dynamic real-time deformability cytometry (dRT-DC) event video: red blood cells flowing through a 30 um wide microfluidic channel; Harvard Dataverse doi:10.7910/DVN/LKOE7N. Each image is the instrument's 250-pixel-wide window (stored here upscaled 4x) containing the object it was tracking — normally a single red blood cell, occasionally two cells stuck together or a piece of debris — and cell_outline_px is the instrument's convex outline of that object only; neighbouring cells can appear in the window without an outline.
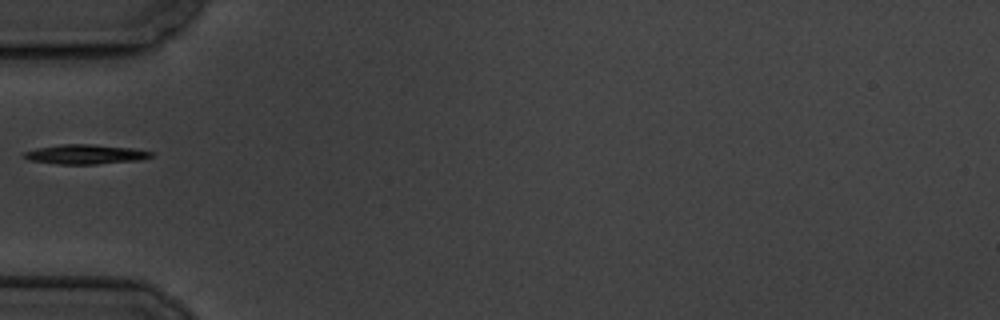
{"species": "common noctule bat (a hibernating species)", "species_latin": "Nyctalus noctula", "temperature_condition": "cold", "stored_images_in_passage": 40, "camera_frame_rate_fps": 3000, "um_per_image_px": 0.085, "animal": {"sex": "male", "body_mass_g": 19.5, "forearm_length_mm": 54.6}, "frame": {"image": 1, "passage_image": 1, "time_ms": 0.0, "image_size_px": [1000, 320], "cell_outline_px": [[152, 156], [140, 160], [96, 164], [56, 164], [28, 160], [24, 156], [24, 152], [36, 148], [64, 144], [92, 144], [132, 148], [152, 152]], "centroid_in_image_um": [7.24, 13.12], "position_along_channel_um": 77.8, "area_um2": 14.39}}
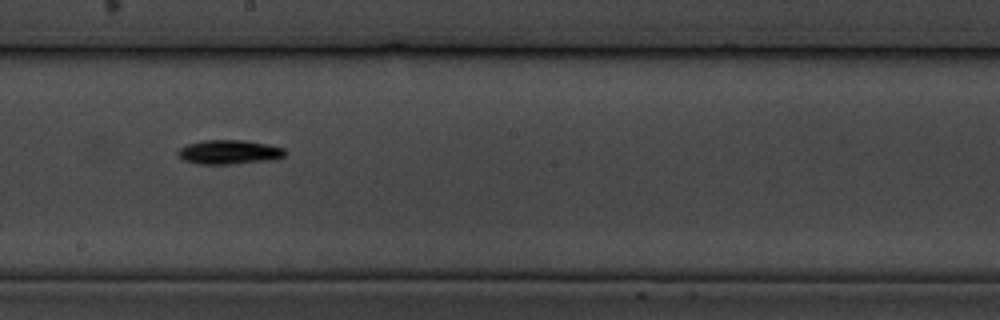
{"frame": {"image": 2, "passage_image": 14, "time_ms": 4.333, "image_size_px": [1000, 320], "cell_outline_px": [[288, 152], [284, 156], [276, 160], [232, 164], [196, 164], [184, 160], [176, 152], [180, 148], [188, 144], [204, 140], [244, 140], [268, 144], [284, 148]], "centroid_in_image_um": [19.53, 12.93], "position_along_channel_um": 228.7, "area_um2": 15.32}}
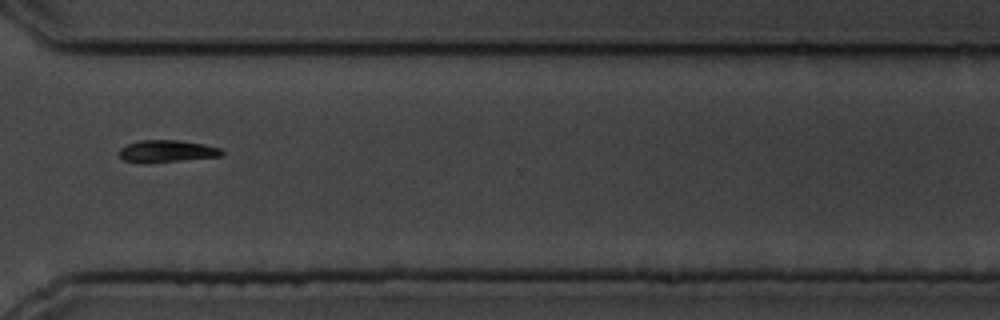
{"frame": {"image": 3, "passage_image": 25, "time_ms": 8.0, "image_size_px": [1000, 320], "cell_outline_px": [[224, 152], [220, 156], [180, 160], [124, 160], [120, 156], [120, 148], [128, 144], [140, 140], [176, 140], [204, 144], [220, 148]], "centroid_in_image_um": [14.25, 12.8], "position_along_channel_um": 356.4, "area_um2": 12.31}}